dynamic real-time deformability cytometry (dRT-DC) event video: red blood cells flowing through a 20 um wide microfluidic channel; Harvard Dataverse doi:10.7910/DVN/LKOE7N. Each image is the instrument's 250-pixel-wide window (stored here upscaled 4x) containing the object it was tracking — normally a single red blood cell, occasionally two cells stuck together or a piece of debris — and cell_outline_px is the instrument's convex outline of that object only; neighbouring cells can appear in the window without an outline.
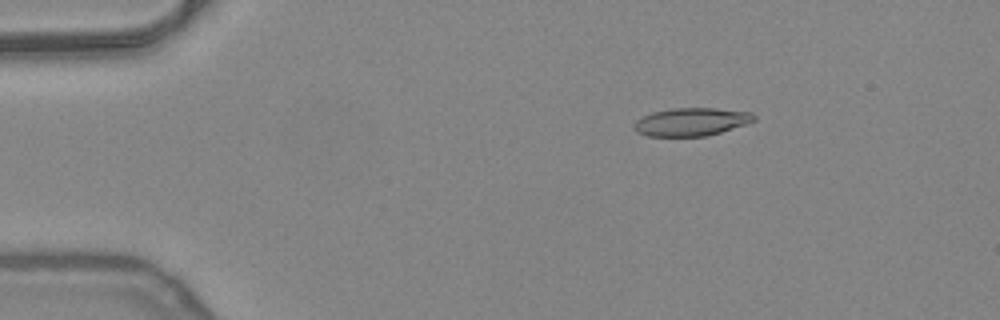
{"species": "common noctule bat (a hibernating species)", "species_latin": "Nyctalus noctula", "temperature_condition": "warm", "stored_images_in_passage": 34, "camera_frame_rate_fps": 3000, "um_per_image_px": 0.085, "animal": {"sex": "female", "body_mass_g": 24.6, "forearm_length_mm": 56.2}, "frame": {"image": 1, "passage_image": 1, "time_ms": 0.0, "image_size_px": [1000, 320], "cell_outline_px": [[756, 120], [720, 132], [704, 136], [648, 136], [636, 132], [636, 120], [652, 112], [672, 108], [716, 108], [752, 112], [756, 116]], "centroid_in_image_um": [58.78, 10.34], "position_along_channel_um": 26.2, "area_um2": 19.36}}
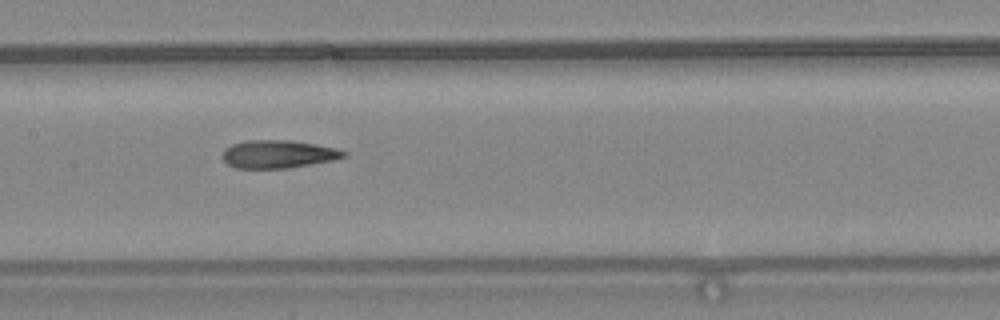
{"frame": {"image": 2, "passage_image": 18, "time_ms": 5.667, "image_size_px": [1000, 320], "cell_outline_px": [[348, 156], [336, 160], [288, 168], [236, 168], [228, 164], [220, 156], [224, 148], [232, 144], [244, 140], [296, 140], [340, 148], [348, 152]], "centroid_in_image_um": [23.7, 13.09], "position_along_channel_um": 183.7, "area_um2": 20.35}}
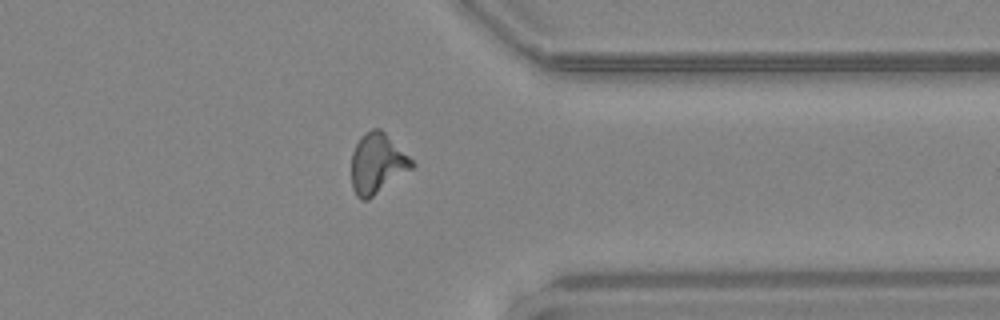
{"frame": {"image": 3, "passage_image": 33, "time_ms": 10.667, "image_size_px": [1000, 320], "cell_outline_px": [[416, 164], [412, 168], [368, 200], [360, 200], [356, 196], [352, 188], [352, 152], [360, 136], [372, 128], [380, 128]], "centroid_in_image_um": [32.04, 13.91], "position_along_channel_um": 379.4, "area_um2": 20.98}}